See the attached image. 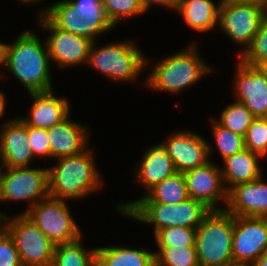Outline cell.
Segmentation results:
<instances>
[{"mask_svg":"<svg viewBox=\"0 0 267 266\" xmlns=\"http://www.w3.org/2000/svg\"><path fill=\"white\" fill-rule=\"evenodd\" d=\"M50 64L46 42L42 43L39 36L32 31L20 33L13 44L5 43L3 68H6L28 93L53 90Z\"/></svg>","mask_w":267,"mask_h":266,"instance_id":"obj_1","label":"cell"},{"mask_svg":"<svg viewBox=\"0 0 267 266\" xmlns=\"http://www.w3.org/2000/svg\"><path fill=\"white\" fill-rule=\"evenodd\" d=\"M93 151L57 159L55 166L48 167L49 196L56 199H78L94 193L103 185L96 169Z\"/></svg>","mask_w":267,"mask_h":266,"instance_id":"obj_2","label":"cell"},{"mask_svg":"<svg viewBox=\"0 0 267 266\" xmlns=\"http://www.w3.org/2000/svg\"><path fill=\"white\" fill-rule=\"evenodd\" d=\"M197 43L193 42L183 50L162 58L148 73L145 85L156 91L180 93L186 87L196 84L211 72L206 61L199 57Z\"/></svg>","mask_w":267,"mask_h":266,"instance_id":"obj_3","label":"cell"},{"mask_svg":"<svg viewBox=\"0 0 267 266\" xmlns=\"http://www.w3.org/2000/svg\"><path fill=\"white\" fill-rule=\"evenodd\" d=\"M234 215L210 210L196 228L195 249L199 266H229L233 263Z\"/></svg>","mask_w":267,"mask_h":266,"instance_id":"obj_4","label":"cell"},{"mask_svg":"<svg viewBox=\"0 0 267 266\" xmlns=\"http://www.w3.org/2000/svg\"><path fill=\"white\" fill-rule=\"evenodd\" d=\"M210 211L202 202L188 198L178 204L134 202L123 215L140 223L154 225L153 234L168 227L197 228Z\"/></svg>","mask_w":267,"mask_h":266,"instance_id":"obj_5","label":"cell"},{"mask_svg":"<svg viewBox=\"0 0 267 266\" xmlns=\"http://www.w3.org/2000/svg\"><path fill=\"white\" fill-rule=\"evenodd\" d=\"M92 42L88 63L102 75L119 82H131L142 75L147 58L133 41L115 42L97 47Z\"/></svg>","mask_w":267,"mask_h":266,"instance_id":"obj_6","label":"cell"},{"mask_svg":"<svg viewBox=\"0 0 267 266\" xmlns=\"http://www.w3.org/2000/svg\"><path fill=\"white\" fill-rule=\"evenodd\" d=\"M65 201L48 196L38 201L25 213L56 245L82 237L81 229Z\"/></svg>","mask_w":267,"mask_h":266,"instance_id":"obj_7","label":"cell"},{"mask_svg":"<svg viewBox=\"0 0 267 266\" xmlns=\"http://www.w3.org/2000/svg\"><path fill=\"white\" fill-rule=\"evenodd\" d=\"M2 226L13 237L22 263L53 261L54 244L25 213L2 217Z\"/></svg>","mask_w":267,"mask_h":266,"instance_id":"obj_8","label":"cell"},{"mask_svg":"<svg viewBox=\"0 0 267 266\" xmlns=\"http://www.w3.org/2000/svg\"><path fill=\"white\" fill-rule=\"evenodd\" d=\"M266 15L267 9L259 4L221 0L218 27L235 44L247 49Z\"/></svg>","mask_w":267,"mask_h":266,"instance_id":"obj_9","label":"cell"},{"mask_svg":"<svg viewBox=\"0 0 267 266\" xmlns=\"http://www.w3.org/2000/svg\"><path fill=\"white\" fill-rule=\"evenodd\" d=\"M2 174L0 202L1 201H29L30 207L26 213L38 201L49 196L48 192V168L30 169V167L10 168L5 167ZM2 217L5 214L0 212Z\"/></svg>","mask_w":267,"mask_h":266,"instance_id":"obj_10","label":"cell"},{"mask_svg":"<svg viewBox=\"0 0 267 266\" xmlns=\"http://www.w3.org/2000/svg\"><path fill=\"white\" fill-rule=\"evenodd\" d=\"M39 25L50 36L46 42L48 53L53 64L59 68L78 66L88 63L91 40L75 35L70 32L60 30L55 27L42 13H39Z\"/></svg>","mask_w":267,"mask_h":266,"instance_id":"obj_11","label":"cell"},{"mask_svg":"<svg viewBox=\"0 0 267 266\" xmlns=\"http://www.w3.org/2000/svg\"><path fill=\"white\" fill-rule=\"evenodd\" d=\"M267 250V218L234 216V264H251Z\"/></svg>","mask_w":267,"mask_h":266,"instance_id":"obj_12","label":"cell"},{"mask_svg":"<svg viewBox=\"0 0 267 266\" xmlns=\"http://www.w3.org/2000/svg\"><path fill=\"white\" fill-rule=\"evenodd\" d=\"M164 141L162 143L177 172L184 173L211 161L212 145L194 131H177Z\"/></svg>","mask_w":267,"mask_h":266,"instance_id":"obj_13","label":"cell"},{"mask_svg":"<svg viewBox=\"0 0 267 266\" xmlns=\"http://www.w3.org/2000/svg\"><path fill=\"white\" fill-rule=\"evenodd\" d=\"M189 198L202 202L210 210H223L217 203H227L221 169L212 161L183 173ZM219 206V207H218Z\"/></svg>","mask_w":267,"mask_h":266,"instance_id":"obj_14","label":"cell"},{"mask_svg":"<svg viewBox=\"0 0 267 266\" xmlns=\"http://www.w3.org/2000/svg\"><path fill=\"white\" fill-rule=\"evenodd\" d=\"M233 91L236 101L242 102L257 117H267V76L259 66L238 59Z\"/></svg>","mask_w":267,"mask_h":266,"instance_id":"obj_15","label":"cell"},{"mask_svg":"<svg viewBox=\"0 0 267 266\" xmlns=\"http://www.w3.org/2000/svg\"><path fill=\"white\" fill-rule=\"evenodd\" d=\"M0 132V162L4 167H29L34 155L28 143V126L17 117L6 121Z\"/></svg>","mask_w":267,"mask_h":266,"instance_id":"obj_16","label":"cell"},{"mask_svg":"<svg viewBox=\"0 0 267 266\" xmlns=\"http://www.w3.org/2000/svg\"><path fill=\"white\" fill-rule=\"evenodd\" d=\"M224 206L234 216L267 218V183L261 177L233 186L227 191Z\"/></svg>","mask_w":267,"mask_h":266,"instance_id":"obj_17","label":"cell"},{"mask_svg":"<svg viewBox=\"0 0 267 266\" xmlns=\"http://www.w3.org/2000/svg\"><path fill=\"white\" fill-rule=\"evenodd\" d=\"M29 94L33 101L28 113L30 115L20 118L27 126L49 129L69 116L68 100L55 96L53 90Z\"/></svg>","mask_w":267,"mask_h":266,"instance_id":"obj_18","label":"cell"},{"mask_svg":"<svg viewBox=\"0 0 267 266\" xmlns=\"http://www.w3.org/2000/svg\"><path fill=\"white\" fill-rule=\"evenodd\" d=\"M69 116L61 123L47 129L49 144L51 147V157L63 158L67 156L79 155L88 147V128Z\"/></svg>","mask_w":267,"mask_h":266,"instance_id":"obj_19","label":"cell"},{"mask_svg":"<svg viewBox=\"0 0 267 266\" xmlns=\"http://www.w3.org/2000/svg\"><path fill=\"white\" fill-rule=\"evenodd\" d=\"M136 168L137 183L140 182L147 192L155 184L163 181L165 178L177 172L174 162L167 154L166 148L162 142L157 145L151 146Z\"/></svg>","mask_w":267,"mask_h":266,"instance_id":"obj_20","label":"cell"},{"mask_svg":"<svg viewBox=\"0 0 267 266\" xmlns=\"http://www.w3.org/2000/svg\"><path fill=\"white\" fill-rule=\"evenodd\" d=\"M260 159L263 158L248 149L225 158L224 166L220 169L226 190L237 184L256 181L263 177L262 168L258 162Z\"/></svg>","mask_w":267,"mask_h":266,"instance_id":"obj_21","label":"cell"},{"mask_svg":"<svg viewBox=\"0 0 267 266\" xmlns=\"http://www.w3.org/2000/svg\"><path fill=\"white\" fill-rule=\"evenodd\" d=\"M189 198L187 183L183 173L176 172L155 184L143 196L125 203H119L117 210L123 214L134 202H157L162 204H178Z\"/></svg>","mask_w":267,"mask_h":266,"instance_id":"obj_22","label":"cell"},{"mask_svg":"<svg viewBox=\"0 0 267 266\" xmlns=\"http://www.w3.org/2000/svg\"><path fill=\"white\" fill-rule=\"evenodd\" d=\"M212 0H179L176 12L183 15L188 27L198 32H206L218 26L219 6Z\"/></svg>","mask_w":267,"mask_h":266,"instance_id":"obj_23","label":"cell"},{"mask_svg":"<svg viewBox=\"0 0 267 266\" xmlns=\"http://www.w3.org/2000/svg\"><path fill=\"white\" fill-rule=\"evenodd\" d=\"M96 266H156L155 252L113 245L99 247Z\"/></svg>","mask_w":267,"mask_h":266,"instance_id":"obj_24","label":"cell"},{"mask_svg":"<svg viewBox=\"0 0 267 266\" xmlns=\"http://www.w3.org/2000/svg\"><path fill=\"white\" fill-rule=\"evenodd\" d=\"M55 27L60 30L87 38V25L77 15L75 8L67 1H58L40 10Z\"/></svg>","mask_w":267,"mask_h":266,"instance_id":"obj_25","label":"cell"},{"mask_svg":"<svg viewBox=\"0 0 267 266\" xmlns=\"http://www.w3.org/2000/svg\"><path fill=\"white\" fill-rule=\"evenodd\" d=\"M76 10L78 16L83 18L87 25V39L96 41V37L101 33L113 29V25L108 21L102 0H67Z\"/></svg>","mask_w":267,"mask_h":266,"instance_id":"obj_26","label":"cell"},{"mask_svg":"<svg viewBox=\"0 0 267 266\" xmlns=\"http://www.w3.org/2000/svg\"><path fill=\"white\" fill-rule=\"evenodd\" d=\"M82 238L57 244L53 255L54 266H96V248L87 250Z\"/></svg>","mask_w":267,"mask_h":266,"instance_id":"obj_27","label":"cell"},{"mask_svg":"<svg viewBox=\"0 0 267 266\" xmlns=\"http://www.w3.org/2000/svg\"><path fill=\"white\" fill-rule=\"evenodd\" d=\"M255 118L242 102L235 101L223 109L219 117L220 120L215 119V121L225 129L245 137L247 129Z\"/></svg>","mask_w":267,"mask_h":266,"instance_id":"obj_28","label":"cell"},{"mask_svg":"<svg viewBox=\"0 0 267 266\" xmlns=\"http://www.w3.org/2000/svg\"><path fill=\"white\" fill-rule=\"evenodd\" d=\"M156 266H199L195 247L158 246Z\"/></svg>","mask_w":267,"mask_h":266,"instance_id":"obj_29","label":"cell"},{"mask_svg":"<svg viewBox=\"0 0 267 266\" xmlns=\"http://www.w3.org/2000/svg\"><path fill=\"white\" fill-rule=\"evenodd\" d=\"M102 7L114 28L122 19L137 17L146 12L141 0H102Z\"/></svg>","mask_w":267,"mask_h":266,"instance_id":"obj_30","label":"cell"},{"mask_svg":"<svg viewBox=\"0 0 267 266\" xmlns=\"http://www.w3.org/2000/svg\"><path fill=\"white\" fill-rule=\"evenodd\" d=\"M210 121L213 130L212 134L217 145L216 148L219 150L223 160L245 149L243 136L236 134L231 130L225 129L219 125L215 119H211Z\"/></svg>","mask_w":267,"mask_h":266,"instance_id":"obj_31","label":"cell"},{"mask_svg":"<svg viewBox=\"0 0 267 266\" xmlns=\"http://www.w3.org/2000/svg\"><path fill=\"white\" fill-rule=\"evenodd\" d=\"M243 50V51H242ZM239 60L251 66H259L267 59V15L261 21L259 30L252 39L250 46L242 48Z\"/></svg>","mask_w":267,"mask_h":266,"instance_id":"obj_32","label":"cell"},{"mask_svg":"<svg viewBox=\"0 0 267 266\" xmlns=\"http://www.w3.org/2000/svg\"><path fill=\"white\" fill-rule=\"evenodd\" d=\"M196 228L168 227L154 235L158 246L195 247Z\"/></svg>","mask_w":267,"mask_h":266,"instance_id":"obj_33","label":"cell"},{"mask_svg":"<svg viewBox=\"0 0 267 266\" xmlns=\"http://www.w3.org/2000/svg\"><path fill=\"white\" fill-rule=\"evenodd\" d=\"M245 149L267 156V117H257L253 120L244 137Z\"/></svg>","mask_w":267,"mask_h":266,"instance_id":"obj_34","label":"cell"},{"mask_svg":"<svg viewBox=\"0 0 267 266\" xmlns=\"http://www.w3.org/2000/svg\"><path fill=\"white\" fill-rule=\"evenodd\" d=\"M13 237L3 227H0V266H21Z\"/></svg>","mask_w":267,"mask_h":266,"instance_id":"obj_35","label":"cell"},{"mask_svg":"<svg viewBox=\"0 0 267 266\" xmlns=\"http://www.w3.org/2000/svg\"><path fill=\"white\" fill-rule=\"evenodd\" d=\"M28 136V143L32 148L34 157H51L47 129L28 126Z\"/></svg>","mask_w":267,"mask_h":266,"instance_id":"obj_36","label":"cell"},{"mask_svg":"<svg viewBox=\"0 0 267 266\" xmlns=\"http://www.w3.org/2000/svg\"><path fill=\"white\" fill-rule=\"evenodd\" d=\"M141 1L145 11H148V9L151 8V6H153V4L160 5L161 7L170 8L175 11L179 0H141Z\"/></svg>","mask_w":267,"mask_h":266,"instance_id":"obj_37","label":"cell"},{"mask_svg":"<svg viewBox=\"0 0 267 266\" xmlns=\"http://www.w3.org/2000/svg\"><path fill=\"white\" fill-rule=\"evenodd\" d=\"M250 266H267V250L262 253L258 260L252 262Z\"/></svg>","mask_w":267,"mask_h":266,"instance_id":"obj_38","label":"cell"},{"mask_svg":"<svg viewBox=\"0 0 267 266\" xmlns=\"http://www.w3.org/2000/svg\"><path fill=\"white\" fill-rule=\"evenodd\" d=\"M6 97L3 92L0 90V118L4 115V111L6 108Z\"/></svg>","mask_w":267,"mask_h":266,"instance_id":"obj_39","label":"cell"},{"mask_svg":"<svg viewBox=\"0 0 267 266\" xmlns=\"http://www.w3.org/2000/svg\"><path fill=\"white\" fill-rule=\"evenodd\" d=\"M235 2L255 3L264 6L267 9V0H229Z\"/></svg>","mask_w":267,"mask_h":266,"instance_id":"obj_40","label":"cell"},{"mask_svg":"<svg viewBox=\"0 0 267 266\" xmlns=\"http://www.w3.org/2000/svg\"><path fill=\"white\" fill-rule=\"evenodd\" d=\"M21 266H54L53 262L48 263H22Z\"/></svg>","mask_w":267,"mask_h":266,"instance_id":"obj_41","label":"cell"},{"mask_svg":"<svg viewBox=\"0 0 267 266\" xmlns=\"http://www.w3.org/2000/svg\"><path fill=\"white\" fill-rule=\"evenodd\" d=\"M4 47L5 43L0 42V66H4Z\"/></svg>","mask_w":267,"mask_h":266,"instance_id":"obj_42","label":"cell"},{"mask_svg":"<svg viewBox=\"0 0 267 266\" xmlns=\"http://www.w3.org/2000/svg\"><path fill=\"white\" fill-rule=\"evenodd\" d=\"M260 69L265 73V75L267 76V59L264 60L260 65H259Z\"/></svg>","mask_w":267,"mask_h":266,"instance_id":"obj_43","label":"cell"},{"mask_svg":"<svg viewBox=\"0 0 267 266\" xmlns=\"http://www.w3.org/2000/svg\"><path fill=\"white\" fill-rule=\"evenodd\" d=\"M18 1H21V3H25V4H27V5H29V4H33L34 5V3H39L40 1H42V0H18Z\"/></svg>","mask_w":267,"mask_h":266,"instance_id":"obj_44","label":"cell"},{"mask_svg":"<svg viewBox=\"0 0 267 266\" xmlns=\"http://www.w3.org/2000/svg\"><path fill=\"white\" fill-rule=\"evenodd\" d=\"M1 169L5 171L4 165L0 162V190H1V179H2V174H3V171Z\"/></svg>","mask_w":267,"mask_h":266,"instance_id":"obj_45","label":"cell"},{"mask_svg":"<svg viewBox=\"0 0 267 266\" xmlns=\"http://www.w3.org/2000/svg\"><path fill=\"white\" fill-rule=\"evenodd\" d=\"M229 266H250V264H232Z\"/></svg>","mask_w":267,"mask_h":266,"instance_id":"obj_46","label":"cell"},{"mask_svg":"<svg viewBox=\"0 0 267 266\" xmlns=\"http://www.w3.org/2000/svg\"><path fill=\"white\" fill-rule=\"evenodd\" d=\"M0 226H2V216L0 215Z\"/></svg>","mask_w":267,"mask_h":266,"instance_id":"obj_47","label":"cell"}]
</instances>
